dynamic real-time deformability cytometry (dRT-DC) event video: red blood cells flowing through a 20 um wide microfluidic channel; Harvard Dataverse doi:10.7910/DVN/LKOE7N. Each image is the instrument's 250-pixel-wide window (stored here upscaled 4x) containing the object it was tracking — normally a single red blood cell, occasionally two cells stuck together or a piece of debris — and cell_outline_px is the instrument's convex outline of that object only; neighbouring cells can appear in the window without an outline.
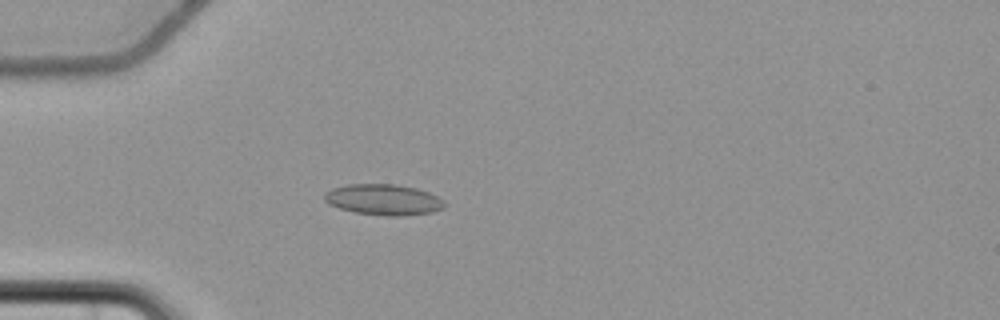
{"species": "common noctule bat (a hibernating species)", "species_latin": "Nyctalus noctula", "temperature_condition": "cold", "stored_images_in_passage": 4, "camera_frame_rate_fps": 3000, "um_per_image_px": 0.085, "animal": {"sex": "female", "body_mass_g": 22.7, "forearm_length_mm": 54.2}, "frame": {"image": 1, "passage_image": 4, "time_ms": 5.333, "image_size_px": [1000, 320], "cell_outline_px": [[444, 208], [432, 212], [400, 216], [388, 216], [356, 212], [340, 208], [328, 204], [324, 200], [324, 192], [332, 188], [348, 184], [396, 184], [416, 188], [428, 192], [444, 200]], "centroid_in_image_um": [32.58, 16.96], "position_along_channel_um": 52.4, "area_um2": 21.56}}